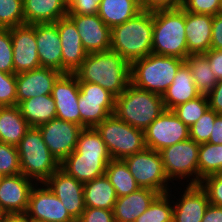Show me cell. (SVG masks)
<instances>
[{
  "mask_svg": "<svg viewBox=\"0 0 222 222\" xmlns=\"http://www.w3.org/2000/svg\"><path fill=\"white\" fill-rule=\"evenodd\" d=\"M131 64L113 50L88 53L73 73L79 82L98 84L115 97L131 83Z\"/></svg>",
  "mask_w": 222,
  "mask_h": 222,
  "instance_id": "cell-1",
  "label": "cell"
},
{
  "mask_svg": "<svg viewBox=\"0 0 222 222\" xmlns=\"http://www.w3.org/2000/svg\"><path fill=\"white\" fill-rule=\"evenodd\" d=\"M55 23H36L37 53L41 67L52 68L62 73V48Z\"/></svg>",
  "mask_w": 222,
  "mask_h": 222,
  "instance_id": "cell-22",
  "label": "cell"
},
{
  "mask_svg": "<svg viewBox=\"0 0 222 222\" xmlns=\"http://www.w3.org/2000/svg\"><path fill=\"white\" fill-rule=\"evenodd\" d=\"M17 150L21 174L36 183H44L60 167L37 127H30L17 145Z\"/></svg>",
  "mask_w": 222,
  "mask_h": 222,
  "instance_id": "cell-6",
  "label": "cell"
},
{
  "mask_svg": "<svg viewBox=\"0 0 222 222\" xmlns=\"http://www.w3.org/2000/svg\"><path fill=\"white\" fill-rule=\"evenodd\" d=\"M209 101L207 95L200 96L180 104L172 109L175 115L188 127L193 125L207 110Z\"/></svg>",
  "mask_w": 222,
  "mask_h": 222,
  "instance_id": "cell-37",
  "label": "cell"
},
{
  "mask_svg": "<svg viewBox=\"0 0 222 222\" xmlns=\"http://www.w3.org/2000/svg\"><path fill=\"white\" fill-rule=\"evenodd\" d=\"M184 62L177 57L151 53L131 63V83L137 88L163 95Z\"/></svg>",
  "mask_w": 222,
  "mask_h": 222,
  "instance_id": "cell-5",
  "label": "cell"
},
{
  "mask_svg": "<svg viewBox=\"0 0 222 222\" xmlns=\"http://www.w3.org/2000/svg\"><path fill=\"white\" fill-rule=\"evenodd\" d=\"M222 173V144L201 143L198 153V185L213 174Z\"/></svg>",
  "mask_w": 222,
  "mask_h": 222,
  "instance_id": "cell-34",
  "label": "cell"
},
{
  "mask_svg": "<svg viewBox=\"0 0 222 222\" xmlns=\"http://www.w3.org/2000/svg\"><path fill=\"white\" fill-rule=\"evenodd\" d=\"M77 222H115L112 210L86 207Z\"/></svg>",
  "mask_w": 222,
  "mask_h": 222,
  "instance_id": "cell-45",
  "label": "cell"
},
{
  "mask_svg": "<svg viewBox=\"0 0 222 222\" xmlns=\"http://www.w3.org/2000/svg\"><path fill=\"white\" fill-rule=\"evenodd\" d=\"M211 49L222 50V14L213 16Z\"/></svg>",
  "mask_w": 222,
  "mask_h": 222,
  "instance_id": "cell-49",
  "label": "cell"
},
{
  "mask_svg": "<svg viewBox=\"0 0 222 222\" xmlns=\"http://www.w3.org/2000/svg\"><path fill=\"white\" fill-rule=\"evenodd\" d=\"M23 0H0V28L24 25Z\"/></svg>",
  "mask_w": 222,
  "mask_h": 222,
  "instance_id": "cell-38",
  "label": "cell"
},
{
  "mask_svg": "<svg viewBox=\"0 0 222 222\" xmlns=\"http://www.w3.org/2000/svg\"><path fill=\"white\" fill-rule=\"evenodd\" d=\"M44 183L77 221L86 208L83 194L84 184L68 175L60 167Z\"/></svg>",
  "mask_w": 222,
  "mask_h": 222,
  "instance_id": "cell-16",
  "label": "cell"
},
{
  "mask_svg": "<svg viewBox=\"0 0 222 222\" xmlns=\"http://www.w3.org/2000/svg\"><path fill=\"white\" fill-rule=\"evenodd\" d=\"M78 109L83 128L96 127L115 112L116 97L98 84L79 82Z\"/></svg>",
  "mask_w": 222,
  "mask_h": 222,
  "instance_id": "cell-10",
  "label": "cell"
},
{
  "mask_svg": "<svg viewBox=\"0 0 222 222\" xmlns=\"http://www.w3.org/2000/svg\"><path fill=\"white\" fill-rule=\"evenodd\" d=\"M62 74L45 67L16 74L17 105L35 96L51 94L54 83Z\"/></svg>",
  "mask_w": 222,
  "mask_h": 222,
  "instance_id": "cell-21",
  "label": "cell"
},
{
  "mask_svg": "<svg viewBox=\"0 0 222 222\" xmlns=\"http://www.w3.org/2000/svg\"><path fill=\"white\" fill-rule=\"evenodd\" d=\"M208 143L214 145L222 144V114H218L215 117V122L213 124Z\"/></svg>",
  "mask_w": 222,
  "mask_h": 222,
  "instance_id": "cell-51",
  "label": "cell"
},
{
  "mask_svg": "<svg viewBox=\"0 0 222 222\" xmlns=\"http://www.w3.org/2000/svg\"><path fill=\"white\" fill-rule=\"evenodd\" d=\"M209 108L222 114V79L218 80L213 90L207 95Z\"/></svg>",
  "mask_w": 222,
  "mask_h": 222,
  "instance_id": "cell-50",
  "label": "cell"
},
{
  "mask_svg": "<svg viewBox=\"0 0 222 222\" xmlns=\"http://www.w3.org/2000/svg\"><path fill=\"white\" fill-rule=\"evenodd\" d=\"M95 128L100 133L112 159H124L146 148L144 130L129 125L115 114L107 117Z\"/></svg>",
  "mask_w": 222,
  "mask_h": 222,
  "instance_id": "cell-7",
  "label": "cell"
},
{
  "mask_svg": "<svg viewBox=\"0 0 222 222\" xmlns=\"http://www.w3.org/2000/svg\"><path fill=\"white\" fill-rule=\"evenodd\" d=\"M201 93L198 91L189 66L184 62L178 69L172 84L163 93L162 99L166 110L192 100Z\"/></svg>",
  "mask_w": 222,
  "mask_h": 222,
  "instance_id": "cell-26",
  "label": "cell"
},
{
  "mask_svg": "<svg viewBox=\"0 0 222 222\" xmlns=\"http://www.w3.org/2000/svg\"><path fill=\"white\" fill-rule=\"evenodd\" d=\"M159 195L150 188H139L129 195L118 197L112 210L115 222L136 221Z\"/></svg>",
  "mask_w": 222,
  "mask_h": 222,
  "instance_id": "cell-25",
  "label": "cell"
},
{
  "mask_svg": "<svg viewBox=\"0 0 222 222\" xmlns=\"http://www.w3.org/2000/svg\"><path fill=\"white\" fill-rule=\"evenodd\" d=\"M153 12L141 11L134 18L111 28L110 49L130 64L152 53Z\"/></svg>",
  "mask_w": 222,
  "mask_h": 222,
  "instance_id": "cell-2",
  "label": "cell"
},
{
  "mask_svg": "<svg viewBox=\"0 0 222 222\" xmlns=\"http://www.w3.org/2000/svg\"><path fill=\"white\" fill-rule=\"evenodd\" d=\"M189 138V127L172 110H165L144 130L146 148L158 152Z\"/></svg>",
  "mask_w": 222,
  "mask_h": 222,
  "instance_id": "cell-12",
  "label": "cell"
},
{
  "mask_svg": "<svg viewBox=\"0 0 222 222\" xmlns=\"http://www.w3.org/2000/svg\"><path fill=\"white\" fill-rule=\"evenodd\" d=\"M79 81L74 74H62L54 83L52 98L56 105V118L81 126L78 109Z\"/></svg>",
  "mask_w": 222,
  "mask_h": 222,
  "instance_id": "cell-18",
  "label": "cell"
},
{
  "mask_svg": "<svg viewBox=\"0 0 222 222\" xmlns=\"http://www.w3.org/2000/svg\"><path fill=\"white\" fill-rule=\"evenodd\" d=\"M0 71L14 73L13 44L10 29L0 28Z\"/></svg>",
  "mask_w": 222,
  "mask_h": 222,
  "instance_id": "cell-41",
  "label": "cell"
},
{
  "mask_svg": "<svg viewBox=\"0 0 222 222\" xmlns=\"http://www.w3.org/2000/svg\"><path fill=\"white\" fill-rule=\"evenodd\" d=\"M16 105V74L0 71V107Z\"/></svg>",
  "mask_w": 222,
  "mask_h": 222,
  "instance_id": "cell-42",
  "label": "cell"
},
{
  "mask_svg": "<svg viewBox=\"0 0 222 222\" xmlns=\"http://www.w3.org/2000/svg\"><path fill=\"white\" fill-rule=\"evenodd\" d=\"M25 24L55 23L67 16V0H23Z\"/></svg>",
  "mask_w": 222,
  "mask_h": 222,
  "instance_id": "cell-27",
  "label": "cell"
},
{
  "mask_svg": "<svg viewBox=\"0 0 222 222\" xmlns=\"http://www.w3.org/2000/svg\"><path fill=\"white\" fill-rule=\"evenodd\" d=\"M182 8L190 13L215 16L221 12L222 0H186Z\"/></svg>",
  "mask_w": 222,
  "mask_h": 222,
  "instance_id": "cell-44",
  "label": "cell"
},
{
  "mask_svg": "<svg viewBox=\"0 0 222 222\" xmlns=\"http://www.w3.org/2000/svg\"><path fill=\"white\" fill-rule=\"evenodd\" d=\"M185 32L183 8L153 11L152 53L185 60L188 57Z\"/></svg>",
  "mask_w": 222,
  "mask_h": 222,
  "instance_id": "cell-3",
  "label": "cell"
},
{
  "mask_svg": "<svg viewBox=\"0 0 222 222\" xmlns=\"http://www.w3.org/2000/svg\"><path fill=\"white\" fill-rule=\"evenodd\" d=\"M135 222H173L171 194H160Z\"/></svg>",
  "mask_w": 222,
  "mask_h": 222,
  "instance_id": "cell-35",
  "label": "cell"
},
{
  "mask_svg": "<svg viewBox=\"0 0 222 222\" xmlns=\"http://www.w3.org/2000/svg\"><path fill=\"white\" fill-rule=\"evenodd\" d=\"M74 22L87 53L110 50L111 28L98 14H67Z\"/></svg>",
  "mask_w": 222,
  "mask_h": 222,
  "instance_id": "cell-19",
  "label": "cell"
},
{
  "mask_svg": "<svg viewBox=\"0 0 222 222\" xmlns=\"http://www.w3.org/2000/svg\"><path fill=\"white\" fill-rule=\"evenodd\" d=\"M111 160L110 155L70 154L60 163V168L85 184L104 175Z\"/></svg>",
  "mask_w": 222,
  "mask_h": 222,
  "instance_id": "cell-23",
  "label": "cell"
},
{
  "mask_svg": "<svg viewBox=\"0 0 222 222\" xmlns=\"http://www.w3.org/2000/svg\"><path fill=\"white\" fill-rule=\"evenodd\" d=\"M123 160L140 188H150L160 194L171 190V182L165 174L160 152L145 148Z\"/></svg>",
  "mask_w": 222,
  "mask_h": 222,
  "instance_id": "cell-9",
  "label": "cell"
},
{
  "mask_svg": "<svg viewBox=\"0 0 222 222\" xmlns=\"http://www.w3.org/2000/svg\"><path fill=\"white\" fill-rule=\"evenodd\" d=\"M4 222H31V221H28L24 216H7Z\"/></svg>",
  "mask_w": 222,
  "mask_h": 222,
  "instance_id": "cell-53",
  "label": "cell"
},
{
  "mask_svg": "<svg viewBox=\"0 0 222 222\" xmlns=\"http://www.w3.org/2000/svg\"><path fill=\"white\" fill-rule=\"evenodd\" d=\"M199 147V143L189 138L159 151L165 174L173 185L174 180H187V185H198Z\"/></svg>",
  "mask_w": 222,
  "mask_h": 222,
  "instance_id": "cell-8",
  "label": "cell"
},
{
  "mask_svg": "<svg viewBox=\"0 0 222 222\" xmlns=\"http://www.w3.org/2000/svg\"><path fill=\"white\" fill-rule=\"evenodd\" d=\"M200 186L207 192L210 204L222 207V173L205 177Z\"/></svg>",
  "mask_w": 222,
  "mask_h": 222,
  "instance_id": "cell-43",
  "label": "cell"
},
{
  "mask_svg": "<svg viewBox=\"0 0 222 222\" xmlns=\"http://www.w3.org/2000/svg\"><path fill=\"white\" fill-rule=\"evenodd\" d=\"M165 110L162 95L137 88L130 83L116 97L114 114L129 125L145 130Z\"/></svg>",
  "mask_w": 222,
  "mask_h": 222,
  "instance_id": "cell-4",
  "label": "cell"
},
{
  "mask_svg": "<svg viewBox=\"0 0 222 222\" xmlns=\"http://www.w3.org/2000/svg\"><path fill=\"white\" fill-rule=\"evenodd\" d=\"M143 7L141 0H101L97 14L110 28L134 18Z\"/></svg>",
  "mask_w": 222,
  "mask_h": 222,
  "instance_id": "cell-28",
  "label": "cell"
},
{
  "mask_svg": "<svg viewBox=\"0 0 222 222\" xmlns=\"http://www.w3.org/2000/svg\"><path fill=\"white\" fill-rule=\"evenodd\" d=\"M101 0H67L68 14H97Z\"/></svg>",
  "mask_w": 222,
  "mask_h": 222,
  "instance_id": "cell-46",
  "label": "cell"
},
{
  "mask_svg": "<svg viewBox=\"0 0 222 222\" xmlns=\"http://www.w3.org/2000/svg\"><path fill=\"white\" fill-rule=\"evenodd\" d=\"M21 173L17 146L0 141V175H16Z\"/></svg>",
  "mask_w": 222,
  "mask_h": 222,
  "instance_id": "cell-39",
  "label": "cell"
},
{
  "mask_svg": "<svg viewBox=\"0 0 222 222\" xmlns=\"http://www.w3.org/2000/svg\"><path fill=\"white\" fill-rule=\"evenodd\" d=\"M18 106L30 127H38L56 118V105L51 94L26 99Z\"/></svg>",
  "mask_w": 222,
  "mask_h": 222,
  "instance_id": "cell-30",
  "label": "cell"
},
{
  "mask_svg": "<svg viewBox=\"0 0 222 222\" xmlns=\"http://www.w3.org/2000/svg\"><path fill=\"white\" fill-rule=\"evenodd\" d=\"M13 44L14 74L41 67L36 44V24L10 28Z\"/></svg>",
  "mask_w": 222,
  "mask_h": 222,
  "instance_id": "cell-15",
  "label": "cell"
},
{
  "mask_svg": "<svg viewBox=\"0 0 222 222\" xmlns=\"http://www.w3.org/2000/svg\"><path fill=\"white\" fill-rule=\"evenodd\" d=\"M189 66L194 83L201 94L208 95L218 80L212 73L207 57L204 54L190 55L185 59Z\"/></svg>",
  "mask_w": 222,
  "mask_h": 222,
  "instance_id": "cell-33",
  "label": "cell"
},
{
  "mask_svg": "<svg viewBox=\"0 0 222 222\" xmlns=\"http://www.w3.org/2000/svg\"><path fill=\"white\" fill-rule=\"evenodd\" d=\"M30 129L18 105L0 107V141L17 146Z\"/></svg>",
  "mask_w": 222,
  "mask_h": 222,
  "instance_id": "cell-29",
  "label": "cell"
},
{
  "mask_svg": "<svg viewBox=\"0 0 222 222\" xmlns=\"http://www.w3.org/2000/svg\"><path fill=\"white\" fill-rule=\"evenodd\" d=\"M201 222H222V207L209 204Z\"/></svg>",
  "mask_w": 222,
  "mask_h": 222,
  "instance_id": "cell-52",
  "label": "cell"
},
{
  "mask_svg": "<svg viewBox=\"0 0 222 222\" xmlns=\"http://www.w3.org/2000/svg\"><path fill=\"white\" fill-rule=\"evenodd\" d=\"M85 207L113 210L117 195L106 174L84 184Z\"/></svg>",
  "mask_w": 222,
  "mask_h": 222,
  "instance_id": "cell-31",
  "label": "cell"
},
{
  "mask_svg": "<svg viewBox=\"0 0 222 222\" xmlns=\"http://www.w3.org/2000/svg\"><path fill=\"white\" fill-rule=\"evenodd\" d=\"M62 48V73L73 74L88 55L74 22L65 16L57 21Z\"/></svg>",
  "mask_w": 222,
  "mask_h": 222,
  "instance_id": "cell-20",
  "label": "cell"
},
{
  "mask_svg": "<svg viewBox=\"0 0 222 222\" xmlns=\"http://www.w3.org/2000/svg\"><path fill=\"white\" fill-rule=\"evenodd\" d=\"M213 16L185 11V36L190 55L205 54L211 49Z\"/></svg>",
  "mask_w": 222,
  "mask_h": 222,
  "instance_id": "cell-24",
  "label": "cell"
},
{
  "mask_svg": "<svg viewBox=\"0 0 222 222\" xmlns=\"http://www.w3.org/2000/svg\"><path fill=\"white\" fill-rule=\"evenodd\" d=\"M71 154L110 155L106 144L95 127L83 128Z\"/></svg>",
  "mask_w": 222,
  "mask_h": 222,
  "instance_id": "cell-36",
  "label": "cell"
},
{
  "mask_svg": "<svg viewBox=\"0 0 222 222\" xmlns=\"http://www.w3.org/2000/svg\"><path fill=\"white\" fill-rule=\"evenodd\" d=\"M217 115L218 113L209 108L189 127L190 138L199 144L208 142Z\"/></svg>",
  "mask_w": 222,
  "mask_h": 222,
  "instance_id": "cell-40",
  "label": "cell"
},
{
  "mask_svg": "<svg viewBox=\"0 0 222 222\" xmlns=\"http://www.w3.org/2000/svg\"><path fill=\"white\" fill-rule=\"evenodd\" d=\"M183 191L182 188L178 187L180 191L176 188L175 191L178 192L177 195L180 198H176L172 195L171 191L168 193L171 194L173 201V222H201L205 212L208 208L209 198L207 192L199 185H185ZM176 198V199H175ZM175 199V200H173ZM179 199V200H178ZM176 201V202H175Z\"/></svg>",
  "mask_w": 222,
  "mask_h": 222,
  "instance_id": "cell-17",
  "label": "cell"
},
{
  "mask_svg": "<svg viewBox=\"0 0 222 222\" xmlns=\"http://www.w3.org/2000/svg\"><path fill=\"white\" fill-rule=\"evenodd\" d=\"M204 55L207 57L211 71L217 80L222 79V50L210 49Z\"/></svg>",
  "mask_w": 222,
  "mask_h": 222,
  "instance_id": "cell-48",
  "label": "cell"
},
{
  "mask_svg": "<svg viewBox=\"0 0 222 222\" xmlns=\"http://www.w3.org/2000/svg\"><path fill=\"white\" fill-rule=\"evenodd\" d=\"M36 182L19 173L0 177V209L6 216H23Z\"/></svg>",
  "mask_w": 222,
  "mask_h": 222,
  "instance_id": "cell-14",
  "label": "cell"
},
{
  "mask_svg": "<svg viewBox=\"0 0 222 222\" xmlns=\"http://www.w3.org/2000/svg\"><path fill=\"white\" fill-rule=\"evenodd\" d=\"M143 10L156 11L179 9L183 7V0H141Z\"/></svg>",
  "mask_w": 222,
  "mask_h": 222,
  "instance_id": "cell-47",
  "label": "cell"
},
{
  "mask_svg": "<svg viewBox=\"0 0 222 222\" xmlns=\"http://www.w3.org/2000/svg\"><path fill=\"white\" fill-rule=\"evenodd\" d=\"M105 174L115 188L117 197L129 195L140 188L123 159H112L107 164Z\"/></svg>",
  "mask_w": 222,
  "mask_h": 222,
  "instance_id": "cell-32",
  "label": "cell"
},
{
  "mask_svg": "<svg viewBox=\"0 0 222 222\" xmlns=\"http://www.w3.org/2000/svg\"><path fill=\"white\" fill-rule=\"evenodd\" d=\"M23 216L31 222H77L45 183L35 184Z\"/></svg>",
  "mask_w": 222,
  "mask_h": 222,
  "instance_id": "cell-11",
  "label": "cell"
},
{
  "mask_svg": "<svg viewBox=\"0 0 222 222\" xmlns=\"http://www.w3.org/2000/svg\"><path fill=\"white\" fill-rule=\"evenodd\" d=\"M50 153L61 163L75 149L83 127L60 119H52L37 127Z\"/></svg>",
  "mask_w": 222,
  "mask_h": 222,
  "instance_id": "cell-13",
  "label": "cell"
},
{
  "mask_svg": "<svg viewBox=\"0 0 222 222\" xmlns=\"http://www.w3.org/2000/svg\"><path fill=\"white\" fill-rule=\"evenodd\" d=\"M6 217V214L0 209V222H4Z\"/></svg>",
  "mask_w": 222,
  "mask_h": 222,
  "instance_id": "cell-54",
  "label": "cell"
}]
</instances>
